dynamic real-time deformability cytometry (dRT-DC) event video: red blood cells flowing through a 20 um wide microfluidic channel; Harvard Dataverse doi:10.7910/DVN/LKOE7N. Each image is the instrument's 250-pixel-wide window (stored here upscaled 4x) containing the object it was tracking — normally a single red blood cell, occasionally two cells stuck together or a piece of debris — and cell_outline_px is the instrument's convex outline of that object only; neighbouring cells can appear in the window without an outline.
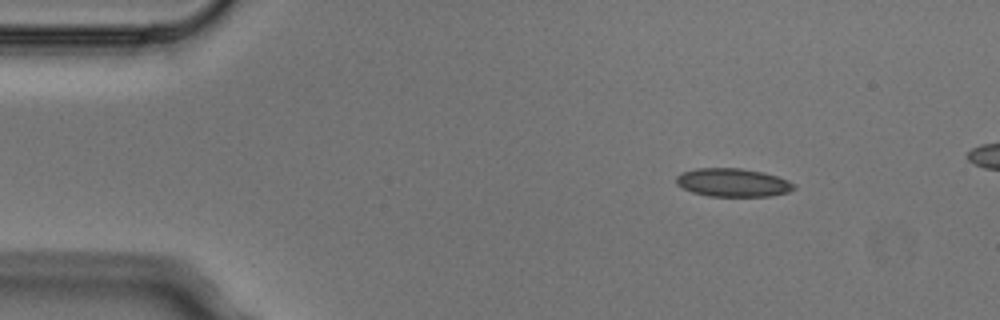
{"species": "Egyptian fruit bat (a non-hibernating species)", "species_latin": "Rousettus aegyptiacus", "temperature_condition": "cold", "stored_images_in_passage": 3, "camera_frame_rate_fps": 3000, "um_per_image_px": 0.085, "animal": {"sex": "male"}, "frame": {"image": 1, "passage_image": 1, "time_ms": 0.0, "image_size_px": [1000, 320], "cell_outline_px": [[796, 188], [788, 192], [772, 196], [708, 196], [692, 192], [676, 184], [676, 176], [680, 172], [696, 168], [740, 168], [764, 172], [788, 180], [796, 184]], "centroid_in_image_um": [62.3, 15.51], "position_along_channel_um": 22.7, "area_um2": 19.59}}